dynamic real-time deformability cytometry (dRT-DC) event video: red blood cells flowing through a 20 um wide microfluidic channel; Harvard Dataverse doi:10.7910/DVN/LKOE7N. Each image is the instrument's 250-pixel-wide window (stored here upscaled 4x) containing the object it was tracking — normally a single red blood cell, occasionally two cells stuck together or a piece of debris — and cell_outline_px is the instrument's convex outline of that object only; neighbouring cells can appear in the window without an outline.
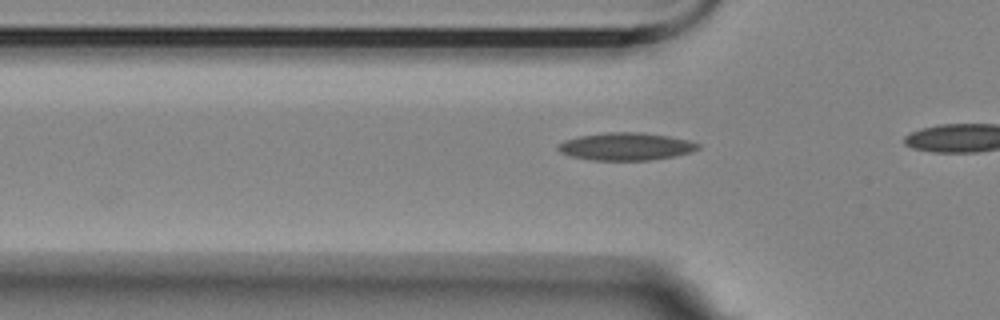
{"species": "Egyptian fruit bat (a non-hibernating species)", "species_latin": "Rousettus aegyptiacus", "temperature_condition": "room temperature", "stored_images_in_passage": 10, "camera_frame_rate_fps": 3000, "um_per_image_px": 0.085, "animal": {"sex": "female"}, "frame": {"image": 1, "passage_image": 7, "time_ms": 2.0, "image_size_px": [1000, 320], "cell_outline_px": [[700, 148], [676, 156], [648, 160], [592, 160], [572, 156], [560, 152], [556, 148], [556, 144], [564, 140], [580, 136], [604, 132], [644, 132], [668, 136], [688, 140], [700, 144]], "centroid_in_image_um": [53.17, 12.44], "position_along_channel_um": 72.6, "area_um2": 22.54}}